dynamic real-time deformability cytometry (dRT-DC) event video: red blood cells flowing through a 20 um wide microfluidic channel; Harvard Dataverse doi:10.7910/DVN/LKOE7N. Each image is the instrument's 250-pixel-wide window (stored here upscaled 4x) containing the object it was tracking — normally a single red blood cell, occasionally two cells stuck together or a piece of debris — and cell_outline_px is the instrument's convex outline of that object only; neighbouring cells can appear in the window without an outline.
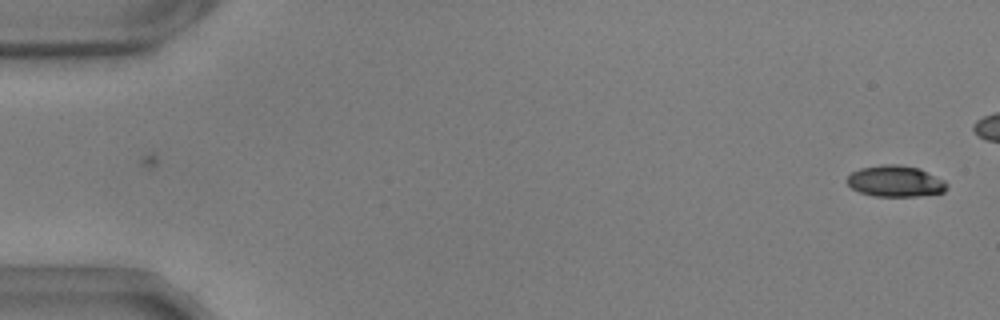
{"species": "common noctule bat (a hibernating species)", "species_latin": "Nyctalus noctula", "temperature_condition": "warm", "stored_images_in_passage": 19, "camera_frame_rate_fps": 3000, "um_per_image_px": 0.085, "animal": {"sex": "male", "body_mass_g": 17.9, "forearm_length_mm": 54.2}, "frame": {"image": 1, "passage_image": 1, "time_ms": 0.0, "image_size_px": [1000, 320], "cell_outline_px": [[948, 184], [944, 192], [920, 196], [872, 196], [860, 192], [852, 188], [844, 180], [852, 172], [860, 168], [884, 164], [896, 164], [920, 168], [944, 180]], "centroid_in_image_um": [76.1, 15.4], "position_along_channel_um": 8.9, "area_um2": 18.26}}